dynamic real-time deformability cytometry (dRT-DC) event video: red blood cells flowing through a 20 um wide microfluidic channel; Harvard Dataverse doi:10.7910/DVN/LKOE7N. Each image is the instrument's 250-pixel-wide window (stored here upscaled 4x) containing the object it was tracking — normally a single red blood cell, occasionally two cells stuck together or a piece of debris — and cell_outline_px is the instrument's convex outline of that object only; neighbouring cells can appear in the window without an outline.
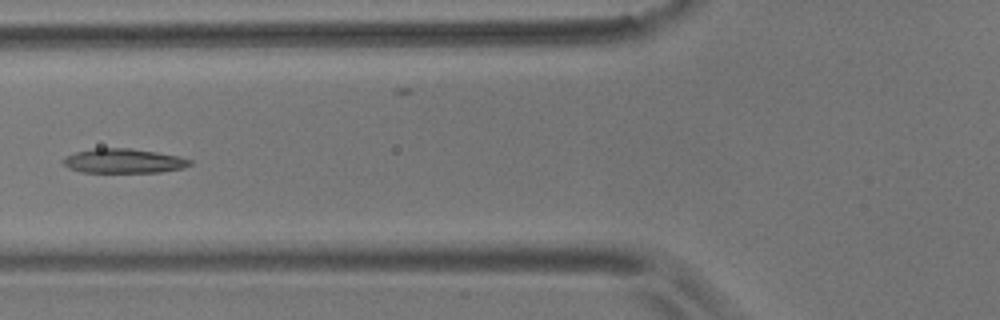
{"species": "common noctule bat (a hibernating species)", "species_latin": "Nyctalus noctula", "temperature_condition": "room temperature", "stored_images_in_passage": 5, "camera_frame_rate_fps": 3000, "um_per_image_px": 0.085, "animal": {"sex": "male", "body_mass_g": 17.9}, "frame": {"image": 1, "passage_image": 3, "time_ms": 2.333, "image_size_px": [1000, 320], "cell_outline_px": [[192, 164], [184, 168], [160, 172], [80, 172], [68, 168], [60, 160], [64, 156], [76, 152], [96, 148], [132, 148], [180, 156], [192, 160]], "centroid_in_image_um": [10.5, 13.68], "position_along_channel_um": 115.3, "area_um2": 18.21}}
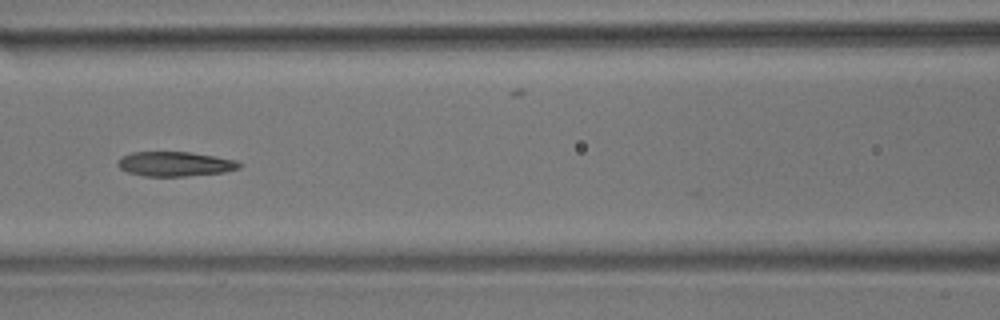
{"frame": {"image": 2, "passage_image": 4, "time_ms": 3.333, "image_size_px": [1000, 320], "cell_outline_px": [[244, 164], [240, 168], [224, 172], [188, 176], [144, 176], [128, 172], [120, 168], [116, 164], [120, 156], [132, 152], [192, 152], [236, 160]], "centroid_in_image_um": [14.88, 13.93], "position_along_channel_um": 151.7, "area_um2": 17.57}}